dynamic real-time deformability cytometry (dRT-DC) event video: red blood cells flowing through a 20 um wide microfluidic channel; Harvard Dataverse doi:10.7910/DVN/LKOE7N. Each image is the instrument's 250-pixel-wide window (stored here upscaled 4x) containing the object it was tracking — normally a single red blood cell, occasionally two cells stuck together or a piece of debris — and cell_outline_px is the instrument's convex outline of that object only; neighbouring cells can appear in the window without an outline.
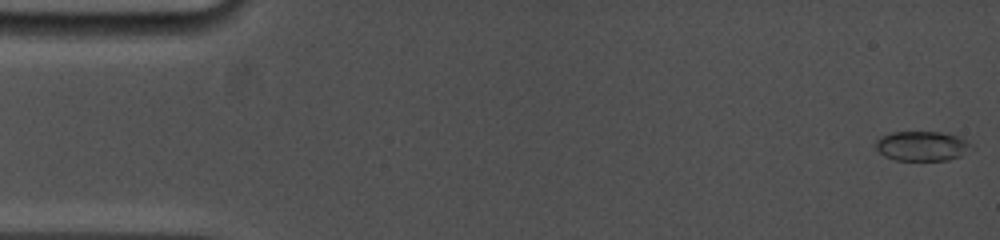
{"species": "common noctule bat (a hibernating species)", "species_latin": "Nyctalus noctula", "temperature_condition": "cold", "stored_images_in_passage": 36, "camera_frame_rate_fps": 5000, "um_per_image_px": 0.085, "animal": {"sex": "female", "body_mass_g": 19.0, "forearm_length_mm": 53.3}, "frame": {"image": 1, "passage_image": 1, "time_ms": 0.0, "image_size_px": [1000, 240], "cell_outline_px": [[976, 148], [960, 156], [948, 160], [896, 160], [884, 156], [876, 148], [876, 140], [880, 136], [892, 132], [940, 132], [956, 136], [972, 144]], "centroid_in_image_um": [78.39, 12.41], "position_along_channel_um": 6.6, "area_um2": 16.59}}
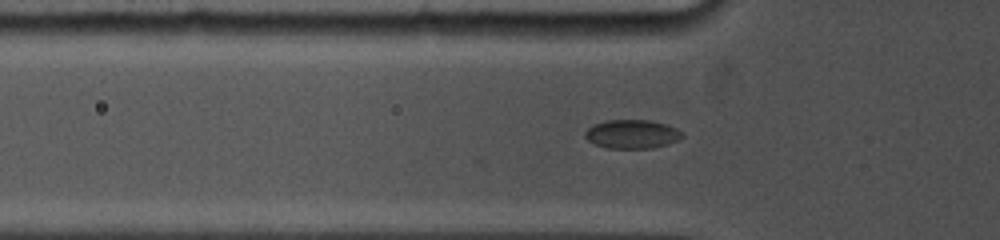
{"frame": {"image": 2, "passage_image": 29, "time_ms": 5.2, "image_size_px": [1000, 240], "cell_outline_px": [[684, 136], [680, 140], [668, 144], [652, 148], [608, 148], [592, 144], [584, 136], [584, 132], [592, 124], [604, 120], [648, 120], [664, 124], [676, 128]], "centroid_in_image_um": [53.68, 11.4], "position_along_channel_um": 72.1, "area_um2": 16.42}}
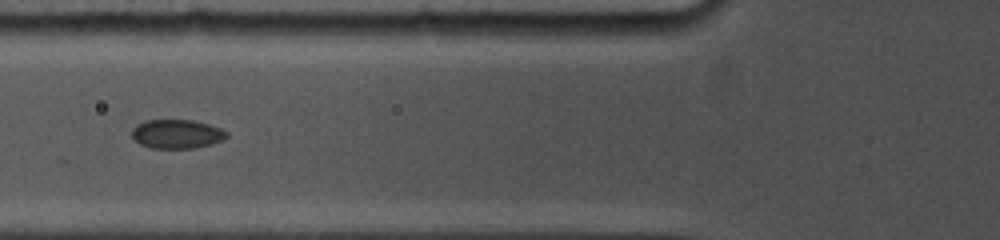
{"frame": {"image": 3, "passage_image": 35, "time_ms": 6.2, "image_size_px": [1000, 240], "cell_outline_px": [[228, 136], [212, 144], [192, 148], [152, 148], [140, 144], [132, 136], [132, 128], [136, 124], [144, 120], [192, 120], [208, 124], [220, 128], [228, 132]], "centroid_in_image_um": [15.01, 11.38], "position_along_channel_um": 110.8, "area_um2": 15.95}}